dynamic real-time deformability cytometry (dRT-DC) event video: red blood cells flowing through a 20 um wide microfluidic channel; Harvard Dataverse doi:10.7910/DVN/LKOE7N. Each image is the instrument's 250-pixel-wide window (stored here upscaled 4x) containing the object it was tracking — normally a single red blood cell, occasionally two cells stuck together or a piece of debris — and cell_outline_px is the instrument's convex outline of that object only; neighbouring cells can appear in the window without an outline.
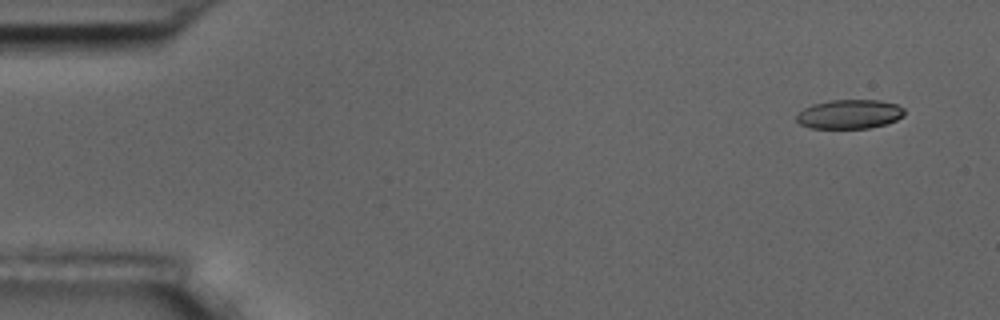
{"species": "common noctule bat (a hibernating species)", "species_latin": "Nyctalus noctula", "temperature_condition": "room temperature", "stored_images_in_passage": 5, "camera_frame_rate_fps": 3000, "um_per_image_px": 0.085, "animal": {"sex": "male", "body_mass_g": 17.5, "forearm_length_mm": 52.3}, "frame": {"image": 1, "passage_image": 1, "time_ms": 0.0, "image_size_px": [1000, 320], "cell_outline_px": [[904, 116], [888, 124], [868, 128], [812, 128], [800, 124], [796, 120], [796, 116], [804, 108], [812, 104], [828, 100], [880, 100], [896, 104], [904, 108]], "centroid_in_image_um": [72.22, 9.7], "position_along_channel_um": 12.8, "area_um2": 18.44}}